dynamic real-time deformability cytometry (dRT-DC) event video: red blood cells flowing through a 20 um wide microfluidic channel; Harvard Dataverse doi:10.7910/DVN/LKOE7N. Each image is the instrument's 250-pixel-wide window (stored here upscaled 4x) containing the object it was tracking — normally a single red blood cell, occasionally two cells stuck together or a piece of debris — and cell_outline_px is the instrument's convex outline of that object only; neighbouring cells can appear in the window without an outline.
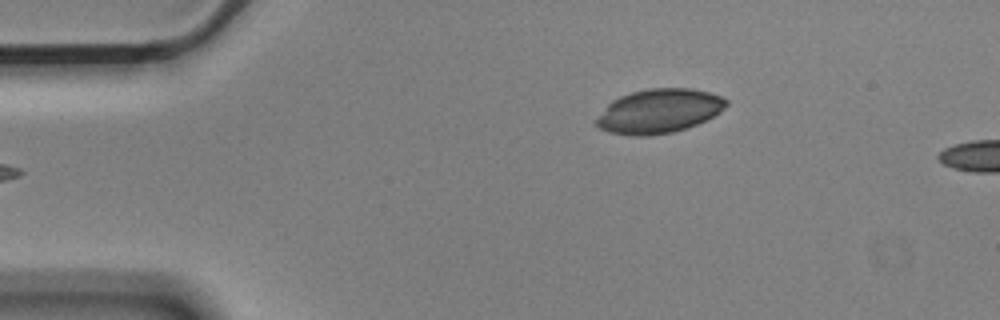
{"species": "Egyptian fruit bat (a non-hibernating species)", "species_latin": "Rousettus aegyptiacus", "temperature_condition": "cold", "stored_images_in_passage": 3, "camera_frame_rate_fps": 3000, "um_per_image_px": 0.085, "animal": {"sex": "male"}, "frame": {"image": 1, "passage_image": 3, "time_ms": 0.667, "image_size_px": [1000, 320], "cell_outline_px": [[728, 104], [720, 112], [696, 124], [672, 132], [644, 136], [632, 136], [608, 132], [600, 128], [596, 124], [596, 120], [608, 104], [612, 100], [620, 96], [632, 92], [648, 88], [692, 88], [708, 92], [720, 96], [728, 100]], "centroid_in_image_um": [56.01, 9.43], "position_along_channel_um": 29.0, "area_um2": 33.12}}